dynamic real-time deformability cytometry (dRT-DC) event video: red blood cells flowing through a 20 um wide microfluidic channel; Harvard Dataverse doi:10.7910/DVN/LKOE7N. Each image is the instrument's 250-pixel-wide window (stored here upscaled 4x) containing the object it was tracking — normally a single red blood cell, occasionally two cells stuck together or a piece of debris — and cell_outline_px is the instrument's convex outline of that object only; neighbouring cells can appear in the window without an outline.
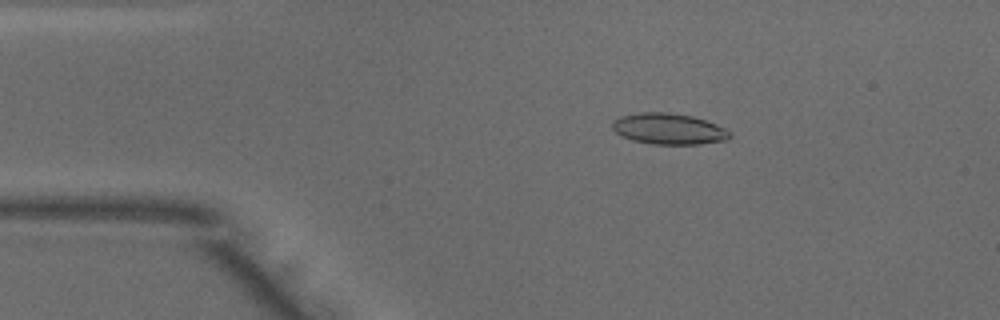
{"species": "common noctule bat (a hibernating species)", "species_latin": "Nyctalus noctula", "temperature_condition": "warm", "stored_images_in_passage": 49, "camera_frame_rate_fps": 3000, "um_per_image_px": 0.085, "animal": {"sex": "male", "body_mass_g": 18.8}, "frame": {"image": 1, "passage_image": 8, "time_ms": 2.333, "image_size_px": [1000, 320], "cell_outline_px": [[732, 136], [728, 140], [700, 144], [652, 144], [632, 140], [620, 136], [612, 128], [612, 120], [620, 116], [640, 112], [668, 112], [692, 116], [716, 124], [732, 132]], "centroid_in_image_um": [56.83, 10.95], "position_along_channel_um": 28.2, "area_um2": 21.44}}
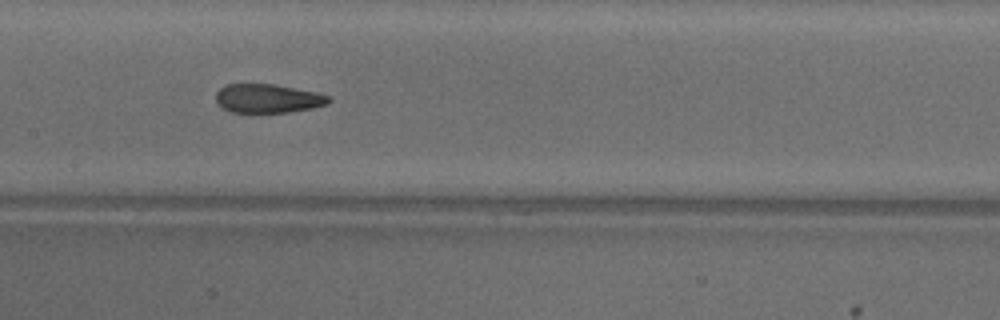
{"frame": {"image": 2, "passage_image": 23, "time_ms": 7.333, "image_size_px": [1000, 320], "cell_outline_px": [[332, 100], [328, 104], [312, 108], [288, 112], [232, 112], [220, 108], [216, 100], [216, 92], [220, 88], [228, 84], [276, 84], [316, 92], [332, 96]], "centroid_in_image_um": [22.79, 8.36], "position_along_channel_um": 184.6, "area_um2": 19.13}}
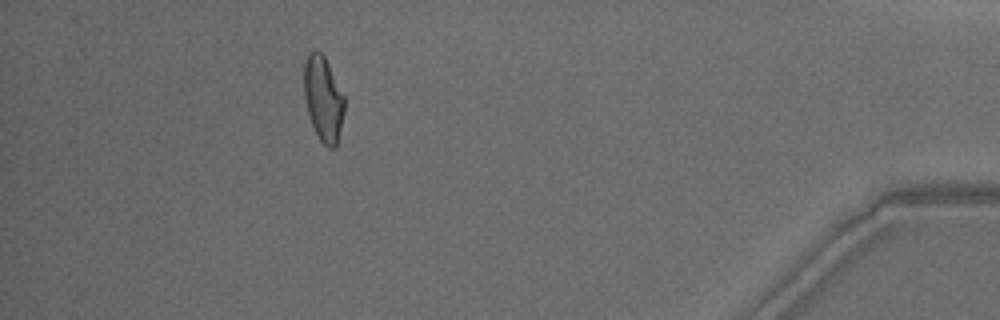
{"frame": {"image": 3, "passage_image": 44, "time_ms": 14.333, "image_size_px": [1000, 320], "cell_outline_px": [[344, 112], [336, 148], [328, 148], [320, 140], [312, 124], [308, 112], [304, 96], [304, 64], [308, 52], [316, 48], [324, 56], [344, 96]], "centroid_in_image_um": [27.47, 8.38], "position_along_channel_um": 407.7, "area_um2": 19.88}, "authors_computed_cell_mechanics": {"area_um2": 20.3456, "velocity_mm_per_s": 4.0295, "shape_relaxation_time_tau1_ms": 8.2549, "shape_relaxation_time_tau2_ms": 1.4299, "deformation_change_tau1": 0.2302, "deformation_change_tau2": 0.0863}}